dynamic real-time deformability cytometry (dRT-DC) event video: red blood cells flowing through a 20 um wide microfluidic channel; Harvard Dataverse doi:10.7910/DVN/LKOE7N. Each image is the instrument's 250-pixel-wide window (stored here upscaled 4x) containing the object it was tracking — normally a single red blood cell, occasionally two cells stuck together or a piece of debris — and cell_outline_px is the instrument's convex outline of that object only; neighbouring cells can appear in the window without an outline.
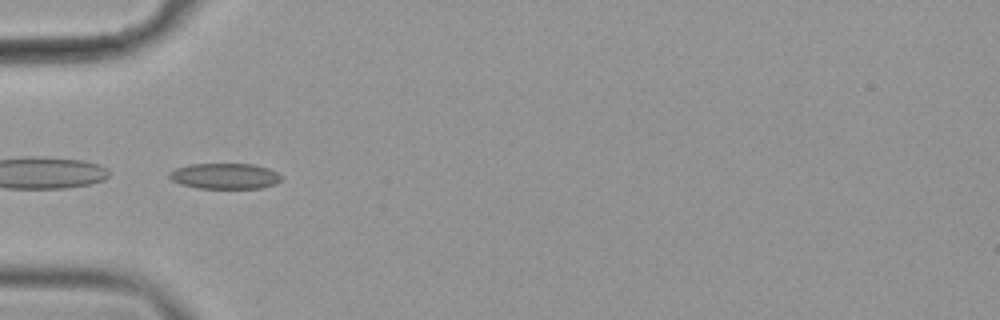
{"species": "common noctule bat (a hibernating species)", "species_latin": "Nyctalus noctula", "temperature_condition": "cold", "stored_images_in_passage": 38, "camera_frame_rate_fps": 3000, "um_per_image_px": 0.085, "animal": {"sex": "female", "body_mass_g": 19.9}, "frame": {"image": 1, "passage_image": 1, "time_ms": 0.0, "image_size_px": [1000, 320], "cell_outline_px": [[284, 176], [276, 184], [260, 188], [196, 188], [180, 184], [172, 180], [168, 176], [168, 172], [176, 168], [188, 164], [252, 164], [268, 168]], "centroid_in_image_um": [19.1, 14.96], "position_along_channel_um": 65.9, "area_um2": 16.88}}
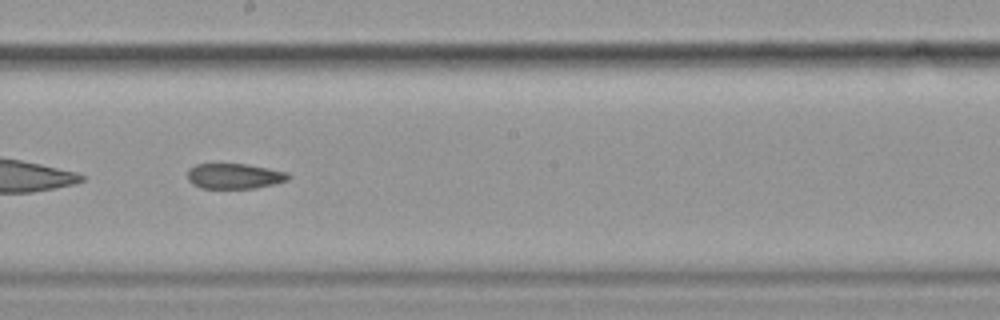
{"frame": {"image": 2, "passage_image": 15, "time_ms": 4.667, "image_size_px": [1000, 320], "cell_outline_px": [[292, 176], [288, 180], [256, 188], [200, 188], [192, 184], [188, 180], [188, 168], [196, 164], [248, 164], [288, 172]], "centroid_in_image_um": [19.92, 14.96], "position_along_channel_um": 228.3, "area_um2": 14.97}}
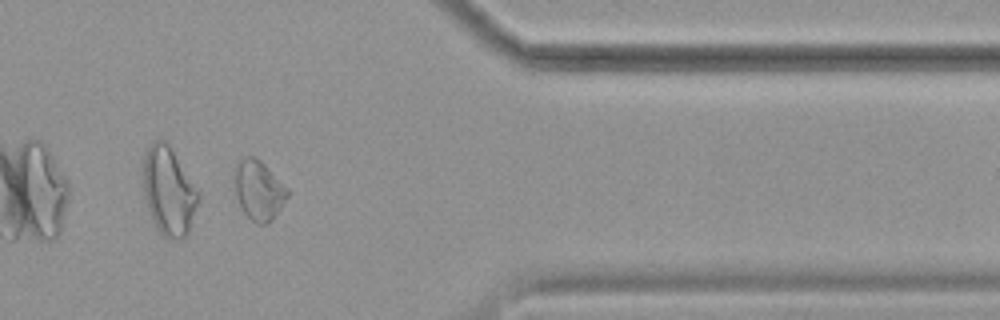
{"frame": {"image": 3, "passage_image": 30, "time_ms": 9.667, "image_size_px": [1000, 320], "cell_outline_px": [[288, 196], [272, 220], [268, 224], [256, 224], [244, 212], [236, 196], [236, 164], [244, 156], [256, 156], [288, 188]], "centroid_in_image_um": [22.01, 16.17], "position_along_channel_um": 389.4, "area_um2": 18.03}, "authors_computed_cell_mechanics": {"area_um2": 16.6753, "velocity_mm_per_s": 3.5167, "shape_relaxation_time_tau1_ms": null, "shape_relaxation_time_tau2_ms": 10.2788, "deformation_change_tau1": null, "deformation_change_tau2": 0.1745}}